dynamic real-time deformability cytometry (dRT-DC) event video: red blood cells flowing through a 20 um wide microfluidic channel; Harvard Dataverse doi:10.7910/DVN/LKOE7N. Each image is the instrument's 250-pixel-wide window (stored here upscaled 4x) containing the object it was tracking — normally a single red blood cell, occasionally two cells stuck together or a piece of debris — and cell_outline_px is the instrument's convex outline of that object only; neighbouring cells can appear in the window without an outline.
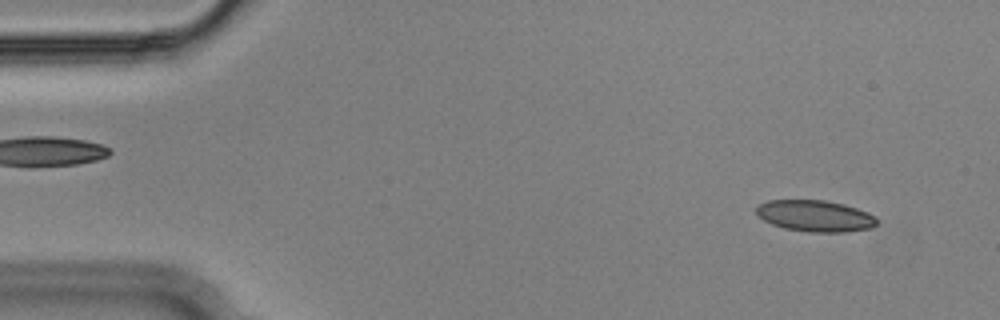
{"species": "Egyptian fruit bat (a non-hibernating species)", "species_latin": "Rousettus aegyptiacus", "temperature_condition": "cold", "stored_images_in_passage": 55, "camera_frame_rate_fps": 3000, "um_per_image_px": 0.085, "animal": {"sex": "male"}, "frame": {"image": 1, "passage_image": 4, "time_ms": 1.0, "image_size_px": [1000, 320], "cell_outline_px": [[876, 224], [872, 228], [844, 232], [808, 232], [784, 228], [772, 224], [764, 220], [756, 212], [756, 204], [768, 200], [824, 200], [844, 204], [868, 212], [876, 216]], "centroid_in_image_um": [69.28, 18.35], "position_along_channel_um": 15.7, "area_um2": 22.14}}
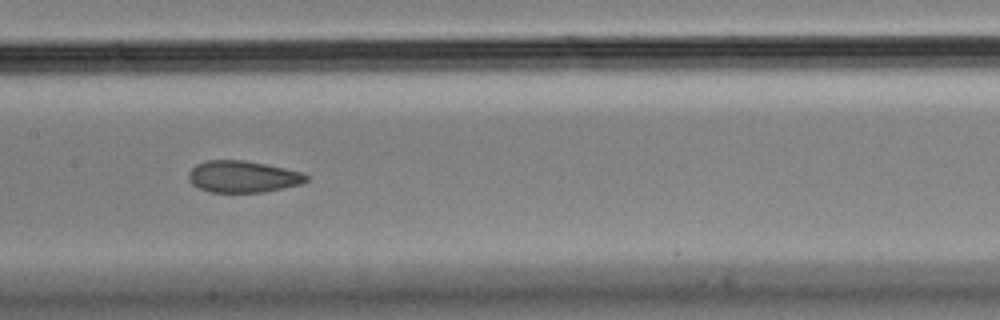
{"frame": {"image": 2, "passage_image": 26, "time_ms": 8.333, "image_size_px": [1000, 320], "cell_outline_px": [[308, 180], [300, 184], [264, 192], [208, 192], [192, 184], [188, 180], [188, 172], [196, 164], [208, 160], [244, 160], [304, 172], [308, 176]], "centroid_in_image_um": [20.62, 15.01], "position_along_channel_um": 186.8, "area_um2": 21.73}}
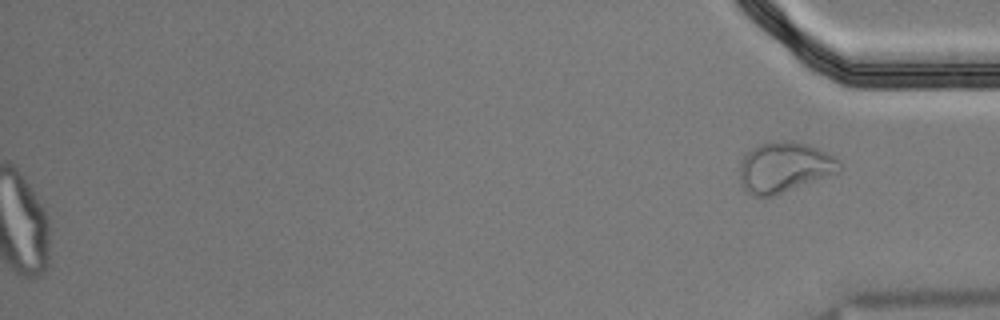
{"frame": {"image": 3, "passage_image": 55, "time_ms": 18.0, "image_size_px": [1000, 320], "cell_outline_px": [[844, 168], [840, 172], [772, 196], [752, 196], [744, 188], [740, 180], [740, 160], [756, 144], [772, 140], [792, 140], [808, 144], [828, 152], [836, 156]], "centroid_in_image_um": [66.7, 14.18], "position_along_channel_um": 368.5, "area_um2": 29.77}, "authors_computed_cell_mechanics": {"area_um2": 22.7732, "velocity_mm_per_s": 3.6368, "shape_relaxation_time_tau1_ms": null, "shape_relaxation_time_tau2_ms": 1.5937, "deformation_change_tau1": null, "deformation_change_tau2": 0.0704}}